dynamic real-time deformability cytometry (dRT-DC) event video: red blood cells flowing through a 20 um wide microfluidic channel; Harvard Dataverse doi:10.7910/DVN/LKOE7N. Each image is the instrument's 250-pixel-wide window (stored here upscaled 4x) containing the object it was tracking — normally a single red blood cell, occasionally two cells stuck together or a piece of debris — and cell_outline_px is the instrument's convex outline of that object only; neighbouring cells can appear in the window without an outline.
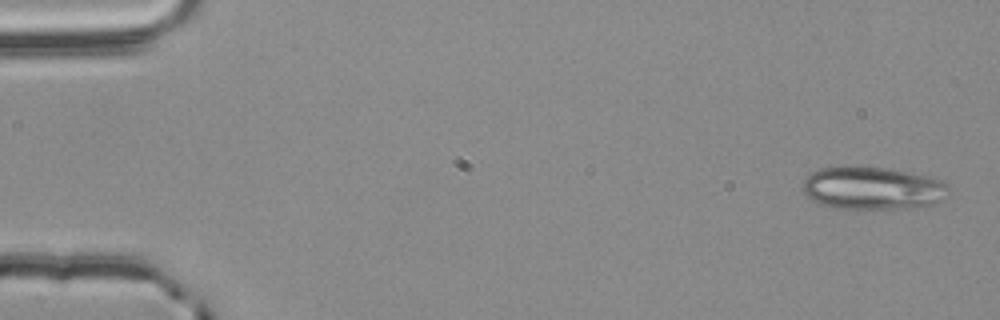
{"species": "common noctule bat (a hibernating species)", "species_latin": "Nyctalus noctula", "temperature_condition": "room temperature", "stored_images_in_passage": 5, "segment_of_instrument_passage": [1, 2], "camera_frame_rate_fps": 3000, "um_per_image_px": 0.085, "animal": {"sex": "male", "body_mass_g": 20.4}, "frame": {"image": 1, "passage_image": 1, "time_ms": 0.0, "image_size_px": [1000, 320], "cell_outline_px": [[948, 188], [940, 200], [932, 204], [904, 208], [832, 208], [820, 204], [812, 200], [804, 192], [804, 180], [812, 172], [820, 168], [848, 164], [884, 168], [928, 176], [940, 180], [948, 184]], "centroid_in_image_um": [74.09, 15.96], "position_along_channel_um": 10.9, "area_um2": 36.24}}